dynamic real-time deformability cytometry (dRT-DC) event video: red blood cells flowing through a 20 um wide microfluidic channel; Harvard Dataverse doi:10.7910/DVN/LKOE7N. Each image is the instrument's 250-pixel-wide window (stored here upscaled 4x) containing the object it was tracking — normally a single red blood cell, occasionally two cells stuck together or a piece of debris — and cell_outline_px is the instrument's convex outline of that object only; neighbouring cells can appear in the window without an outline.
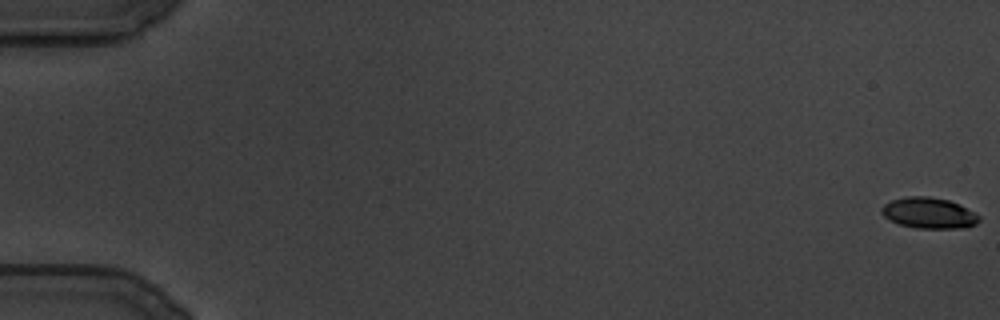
{"species": "common noctule bat (a hibernating species)", "species_latin": "Nyctalus noctula", "temperature_condition": "cold", "stored_images_in_passage": 31, "camera_frame_rate_fps": 3000, "um_per_image_px": 0.085, "animal": {"sex": "male", "body_mass_g": 19.5, "forearm_length_mm": 54.6}, "frame": {"image": 1, "passage_image": 1, "time_ms": 0.0, "image_size_px": [1000, 320], "cell_outline_px": [[980, 220], [976, 224], [964, 228], [916, 228], [900, 224], [888, 220], [880, 212], [880, 208], [884, 204], [892, 200], [904, 196], [928, 196], [948, 200], [980, 216]], "centroid_in_image_um": [78.9, 18.11], "position_along_channel_um": 6.1, "area_um2": 17.46}}